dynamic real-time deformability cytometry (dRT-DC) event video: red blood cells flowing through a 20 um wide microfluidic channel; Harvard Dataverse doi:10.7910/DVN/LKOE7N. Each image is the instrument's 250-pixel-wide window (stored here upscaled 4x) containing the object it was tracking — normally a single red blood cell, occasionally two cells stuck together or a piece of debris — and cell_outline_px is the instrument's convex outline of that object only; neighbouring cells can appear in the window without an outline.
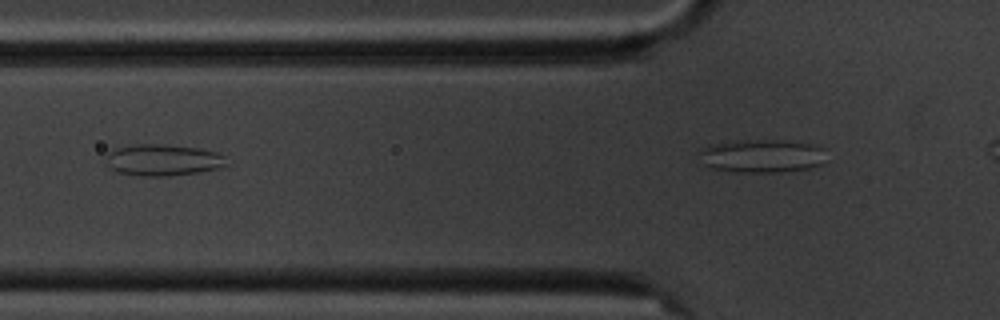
{"species": "common noctule bat (a hibernating species)", "species_latin": "Nyctalus noctula", "temperature_condition": "cold", "stored_images_in_passage": 4, "camera_frame_rate_fps": 3000, "um_per_image_px": 0.085, "animal": {"sex": "male", "body_mass_g": 20.1, "forearm_length_mm": 53.5}, "frame": {"image": 1, "passage_image": 3, "time_ms": 2.333, "image_size_px": [1000, 320], "cell_outline_px": [[228, 164], [220, 168], [196, 172], [168, 176], [136, 176], [116, 172], [108, 164], [108, 152], [112, 148], [136, 144], [164, 144], [196, 148], [216, 152], [224, 156]], "centroid_in_image_um": [13.83, 13.6], "position_along_channel_um": 112.0, "area_um2": 22.08}}